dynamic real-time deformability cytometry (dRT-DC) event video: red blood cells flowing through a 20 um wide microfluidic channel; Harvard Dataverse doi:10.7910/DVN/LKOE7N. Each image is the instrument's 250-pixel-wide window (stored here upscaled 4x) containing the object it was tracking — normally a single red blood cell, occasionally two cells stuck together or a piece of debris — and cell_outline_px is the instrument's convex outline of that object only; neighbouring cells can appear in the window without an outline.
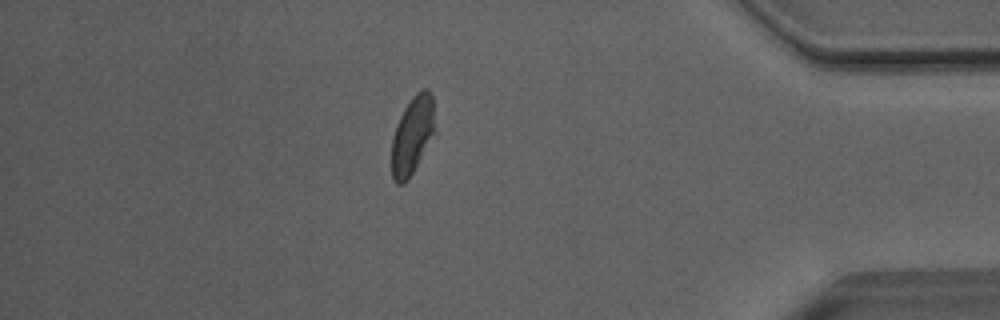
{"species": "Egyptian fruit bat (a non-hibernating species)", "species_latin": "Rousettus aegyptiacus", "temperature_condition": "room temperature", "stored_images_in_passage": 41, "camera_frame_rate_fps": 3000, "um_per_image_px": 0.085, "animal": {"sex": "male"}, "frame": {"image": 1, "passage_image": 40, "time_ms": 13.0, "image_size_px": [1000, 320], "cell_outline_px": [[436, 132], [408, 180], [404, 184], [396, 184], [392, 180], [392, 136], [396, 124], [404, 108], [412, 96], [420, 88], [428, 88], [432, 96]], "centroid_in_image_um": [35.06, 11.48], "position_along_channel_um": 400.1, "area_um2": 20.0}}